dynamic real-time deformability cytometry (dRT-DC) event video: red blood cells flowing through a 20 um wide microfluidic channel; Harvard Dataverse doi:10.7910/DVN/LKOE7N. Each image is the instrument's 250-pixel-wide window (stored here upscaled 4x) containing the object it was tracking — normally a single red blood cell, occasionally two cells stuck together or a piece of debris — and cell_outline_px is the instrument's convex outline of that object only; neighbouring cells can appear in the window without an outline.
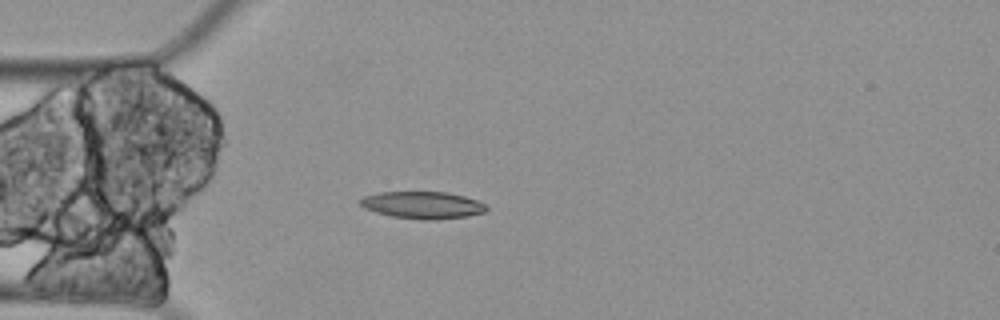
{"species": "Egyptian fruit bat (a non-hibernating species)", "species_latin": "Rousettus aegyptiacus", "temperature_condition": "cold", "stored_images_in_passage": 49, "camera_frame_rate_fps": 3000, "um_per_image_px": 0.085, "animal": {"sex": "female"}, "frame": {"image": 1, "passage_image": 6, "time_ms": 1.667, "image_size_px": [1000, 320], "cell_outline_px": [[488, 208], [484, 212], [468, 216], [436, 220], [420, 220], [392, 216], [376, 212], [364, 208], [360, 204], [360, 200], [364, 196], [380, 192], [444, 192], [464, 196], [476, 200], [484, 204]], "centroid_in_image_um": [35.92, 17.44], "position_along_channel_um": 49.1, "area_um2": 19.88}}
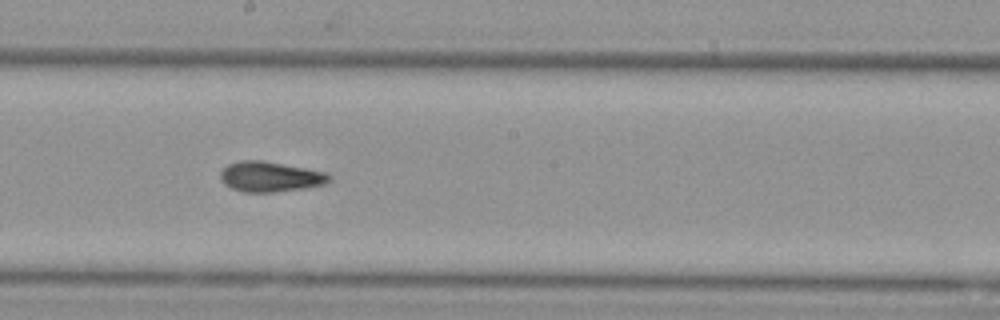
{"frame": {"image": 2, "passage_image": 22, "time_ms": 7.0, "image_size_px": [1000, 320], "cell_outline_px": [[332, 180], [324, 184], [304, 188], [272, 192], [244, 192], [232, 188], [224, 184], [220, 180], [220, 172], [228, 164], [240, 160], [264, 160], [328, 172], [332, 176]], "centroid_in_image_um": [22.99, 15.01], "position_along_channel_um": 225.2, "area_um2": 19.36}}
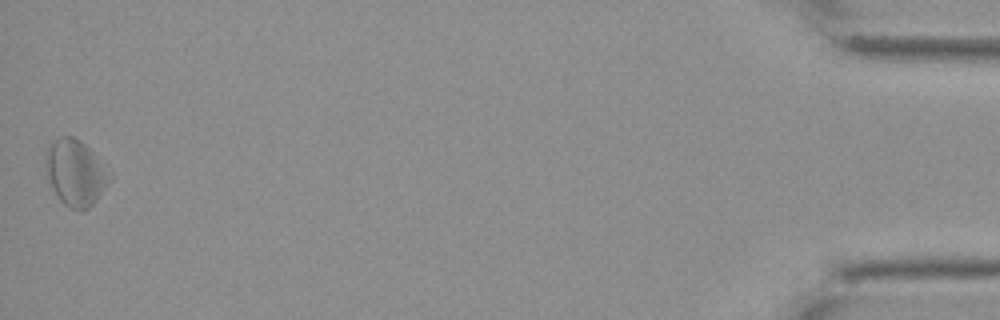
{"frame": {"image": 3, "passage_image": 49, "time_ms": 16.0, "image_size_px": [1000, 320], "cell_outline_px": [[112, 180], [96, 200], [88, 208], [80, 212], [68, 208], [60, 200], [44, 168], [44, 156], [52, 140], [60, 136], [72, 136], [80, 140], [112, 172]], "centroid_in_image_um": [6.43, 14.68], "position_along_channel_um": 428.8, "area_um2": 24.8}}